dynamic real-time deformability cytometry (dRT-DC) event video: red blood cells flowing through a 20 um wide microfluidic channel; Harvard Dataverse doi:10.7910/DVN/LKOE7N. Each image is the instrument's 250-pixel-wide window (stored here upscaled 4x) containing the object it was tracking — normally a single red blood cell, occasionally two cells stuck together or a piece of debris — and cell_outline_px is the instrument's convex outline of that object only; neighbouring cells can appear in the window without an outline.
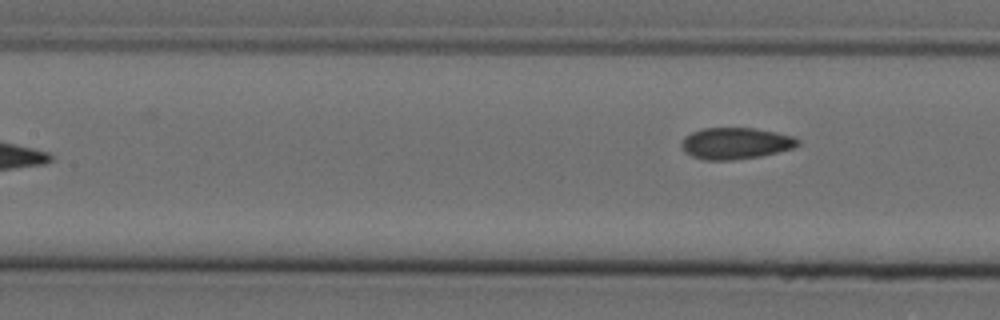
{"species": "Egyptian fruit bat (a non-hibernating species)", "species_latin": "Rousettus aegyptiacus", "temperature_condition": "cold", "stored_images_in_passage": 8, "camera_frame_rate_fps": 3000, "um_per_image_px": 0.085, "animal": {"sex": "female"}, "frame": {"image": 1, "passage_image": 8, "time_ms": 2.333, "image_size_px": [1000, 320], "cell_outline_px": [[800, 144], [792, 148], [760, 156], [732, 160], [704, 160], [692, 156], [684, 152], [680, 144], [684, 136], [692, 132], [704, 128], [756, 128], [776, 132], [792, 136], [800, 140]], "centroid_in_image_um": [62.5, 12.18], "position_along_channel_um": 144.9, "area_um2": 21.39}}